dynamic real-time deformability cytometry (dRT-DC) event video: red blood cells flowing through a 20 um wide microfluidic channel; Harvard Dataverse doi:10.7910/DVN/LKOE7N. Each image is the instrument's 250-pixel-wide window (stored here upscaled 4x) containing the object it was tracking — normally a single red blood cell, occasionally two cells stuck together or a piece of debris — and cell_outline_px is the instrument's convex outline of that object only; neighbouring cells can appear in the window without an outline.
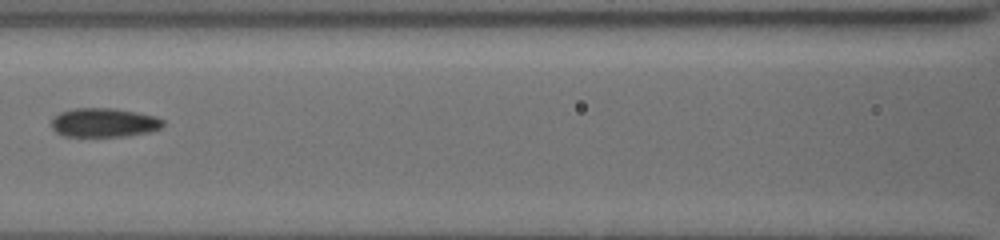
{"species": "common noctule bat (a hibernating species)", "species_latin": "Nyctalus noctula", "temperature_condition": "cold", "stored_images_in_passage": 5, "camera_frame_rate_fps": 3000, "um_per_image_px": 0.085, "animal": {"sex": "female", "body_mass_g": 19.5, "forearm_length_mm": 54.1}, "frame": {"image": 1, "passage_image": 5, "time_ms": 3.0, "image_size_px": [1000, 240], "cell_outline_px": [[164, 124], [160, 128], [148, 132], [124, 136], [64, 136], [56, 132], [52, 128], [52, 120], [60, 112], [72, 108], [112, 108], [136, 112], [156, 116], [164, 120]], "centroid_in_image_um": [8.84, 10.41], "position_along_channel_um": 157.8, "area_um2": 18.79}}